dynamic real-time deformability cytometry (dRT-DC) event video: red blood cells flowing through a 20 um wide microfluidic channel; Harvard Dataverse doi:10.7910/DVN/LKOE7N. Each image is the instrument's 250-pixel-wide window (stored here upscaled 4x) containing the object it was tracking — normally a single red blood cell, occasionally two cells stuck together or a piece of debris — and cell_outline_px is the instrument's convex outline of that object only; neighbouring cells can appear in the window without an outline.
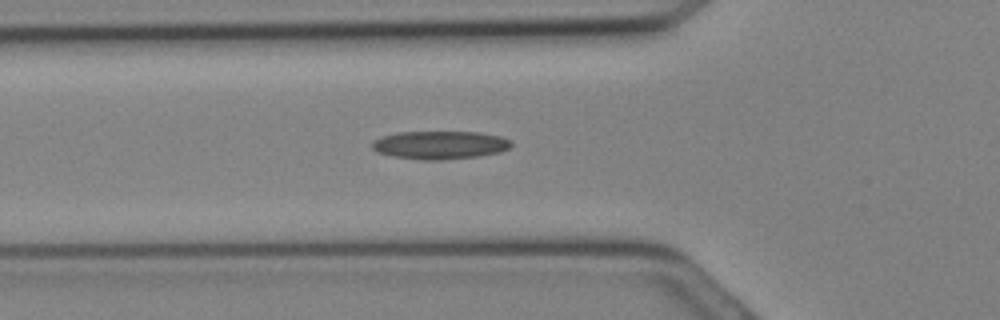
{"species": "Egyptian fruit bat (a non-hibernating species)", "species_latin": "Rousettus aegyptiacus", "temperature_condition": "cold", "stored_images_in_passage": 11, "camera_frame_rate_fps": 3000, "um_per_image_px": 0.085, "animal": {"sex": "female"}, "frame": {"image": 1, "passage_image": 5, "time_ms": 1.333, "image_size_px": [1000, 320], "cell_outline_px": [[512, 144], [508, 148], [500, 152], [476, 156], [440, 160], [424, 160], [392, 156], [380, 152], [372, 148], [372, 140], [396, 132], [480, 132], [500, 136], [512, 140]], "centroid_in_image_um": [37.41, 12.31], "position_along_channel_um": 88.4, "area_um2": 22.72}}
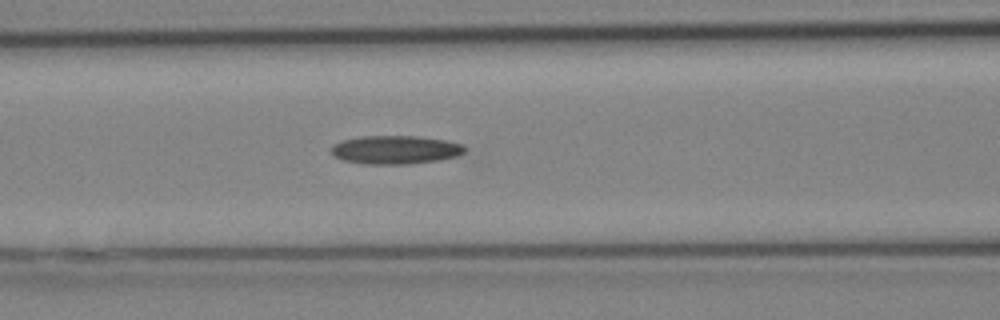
{"frame": {"image": 2, "passage_image": 7, "time_ms": 2.0, "image_size_px": [1000, 320], "cell_outline_px": [[468, 148], [460, 156], [440, 160], [408, 164], [364, 164], [344, 160], [332, 156], [332, 144], [340, 140], [360, 136], [416, 136], [448, 140], [464, 144]], "centroid_in_image_um": [33.65, 12.73], "position_along_channel_um": 133.0, "area_um2": 22.6}}
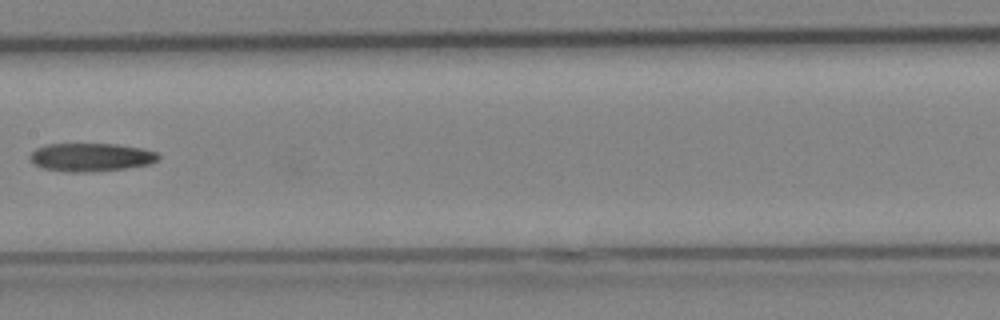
{"frame": {"image": 3, "passage_image": 10, "time_ms": 3.0, "image_size_px": [1000, 320], "cell_outline_px": [[160, 156], [156, 160], [148, 164], [124, 168], [88, 172], [68, 172], [44, 168], [36, 164], [28, 156], [36, 148], [48, 144], [116, 144], [144, 148], [156, 152]], "centroid_in_image_um": [7.73, 13.35], "position_along_channel_um": 199.7, "area_um2": 20.92}}